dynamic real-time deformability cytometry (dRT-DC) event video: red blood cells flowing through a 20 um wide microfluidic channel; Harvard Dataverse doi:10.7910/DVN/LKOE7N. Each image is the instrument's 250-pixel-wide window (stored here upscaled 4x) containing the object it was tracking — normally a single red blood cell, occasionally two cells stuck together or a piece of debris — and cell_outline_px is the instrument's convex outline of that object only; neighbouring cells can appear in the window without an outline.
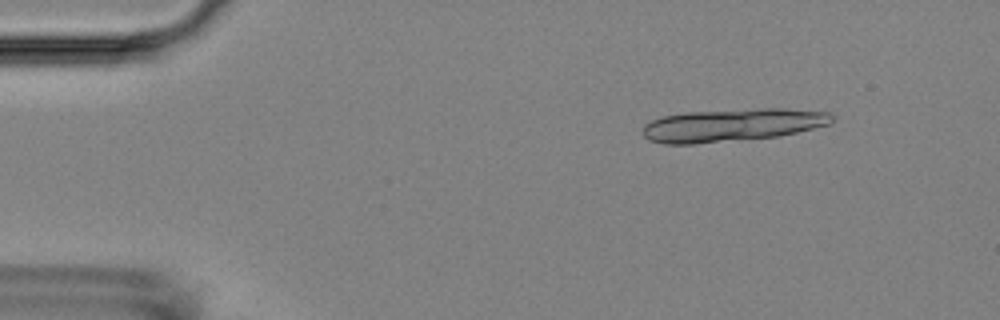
{"species": "Egyptian fruit bat (a non-hibernating species)", "species_latin": "Rousettus aegyptiacus", "temperature_condition": "room temperature", "stored_images_in_passage": 5, "camera_frame_rate_fps": 3000, "um_per_image_px": 0.085, "animal": {"sex": "female"}, "frame": {"image": 1, "passage_image": 2, "time_ms": 1.333, "image_size_px": [1000, 320], "cell_outline_px": [[832, 124], [780, 136], [692, 144], [664, 144], [648, 140], [644, 136], [644, 124], [652, 120], [664, 116], [688, 112], [760, 108], [784, 108], [828, 112], [832, 116]], "centroid_in_image_um": [62.25, 10.63], "position_along_channel_um": 22.7, "area_um2": 36.13}}